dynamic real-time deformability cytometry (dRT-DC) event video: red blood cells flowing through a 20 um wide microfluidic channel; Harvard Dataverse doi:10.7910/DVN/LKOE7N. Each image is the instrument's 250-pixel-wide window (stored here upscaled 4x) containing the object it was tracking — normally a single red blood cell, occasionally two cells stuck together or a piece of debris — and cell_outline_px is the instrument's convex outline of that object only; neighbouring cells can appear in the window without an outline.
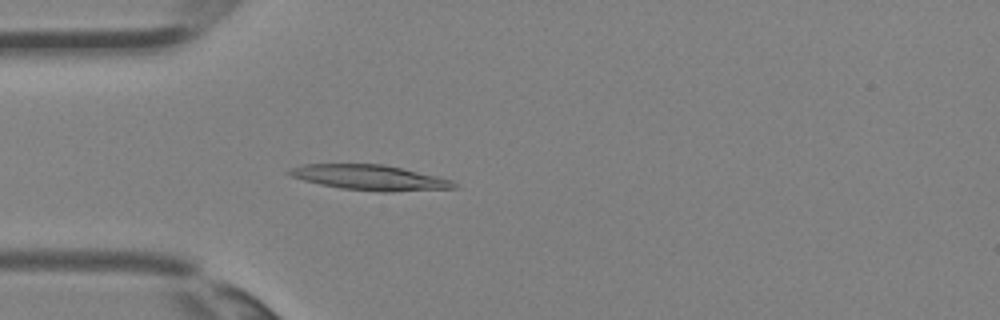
{"species": "Egyptian fruit bat (a non-hibernating species)", "species_latin": "Rousettus aegyptiacus", "temperature_condition": "room temperature", "stored_images_in_passage": 2, "camera_frame_rate_fps": 3000, "um_per_image_px": 0.085, "animal": {"sex": "female"}, "frame": {"image": 1, "passage_image": 2, "time_ms": 0.333, "image_size_px": [1000, 320], "cell_outline_px": [[460, 188], [392, 192], [384, 192], [340, 188], [320, 184], [304, 180], [292, 176], [284, 172], [288, 168], [304, 164], [384, 164], [436, 176], [452, 180]], "centroid_in_image_um": [31.43, 15.09], "position_along_channel_um": 53.6, "area_um2": 24.28}}